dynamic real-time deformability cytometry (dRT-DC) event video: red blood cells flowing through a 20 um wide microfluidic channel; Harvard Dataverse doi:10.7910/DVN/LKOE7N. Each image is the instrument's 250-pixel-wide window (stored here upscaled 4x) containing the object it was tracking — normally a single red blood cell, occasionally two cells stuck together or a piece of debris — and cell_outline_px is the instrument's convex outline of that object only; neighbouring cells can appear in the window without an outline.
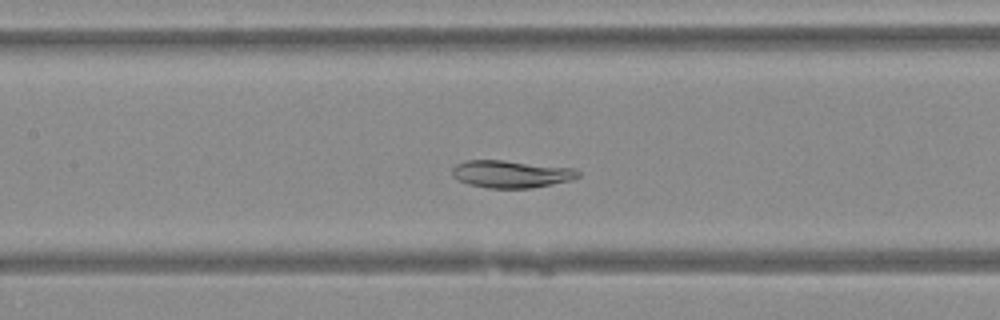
{"species": "Egyptian fruit bat (a non-hibernating species)", "species_latin": "Rousettus aegyptiacus", "temperature_condition": "warm", "stored_images_in_passage": 34, "camera_frame_rate_fps": 3000, "um_per_image_px": 0.085, "animal": {"sex": "female"}, "frame": {"image": 1, "passage_image": 16, "time_ms": 5.0, "image_size_px": [1000, 320], "cell_outline_px": [[580, 176], [568, 180], [552, 184], [532, 188], [488, 188], [468, 184], [452, 176], [452, 168], [456, 164], [464, 160], [504, 160], [576, 168], [580, 172]], "centroid_in_image_um": [43.44, 14.78], "position_along_channel_um": 164.0, "area_um2": 20.17}}
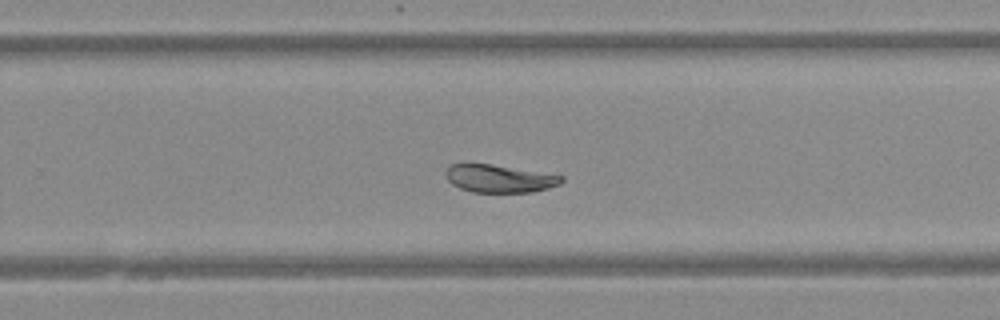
{"frame": {"image": 2, "passage_image": 25, "time_ms": 8.0, "image_size_px": [1000, 320], "cell_outline_px": [[564, 180], [560, 184], [548, 188], [532, 192], [472, 192], [460, 188], [452, 184], [448, 180], [444, 172], [448, 164], [468, 160], [564, 176]], "centroid_in_image_um": [42.34, 15.13], "position_along_channel_um": 287.5, "area_um2": 19.36}}
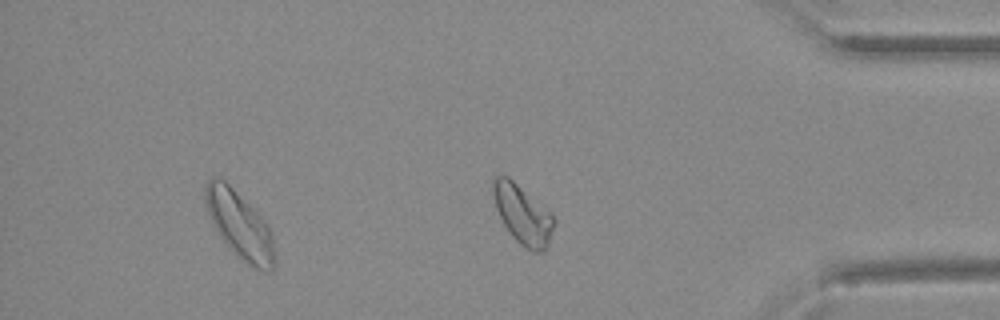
{"frame": {"image": 3, "passage_image": 34, "time_ms": 11.0, "image_size_px": [1000, 320], "cell_outline_px": [[556, 224], [548, 244], [540, 252], [532, 252], [524, 248], [508, 232], [496, 208], [492, 196], [492, 180], [496, 176], [508, 176], [552, 212], [556, 220]], "centroid_in_image_um": [44.44, 18.23], "position_along_channel_um": 390.8, "area_um2": 21.21}}